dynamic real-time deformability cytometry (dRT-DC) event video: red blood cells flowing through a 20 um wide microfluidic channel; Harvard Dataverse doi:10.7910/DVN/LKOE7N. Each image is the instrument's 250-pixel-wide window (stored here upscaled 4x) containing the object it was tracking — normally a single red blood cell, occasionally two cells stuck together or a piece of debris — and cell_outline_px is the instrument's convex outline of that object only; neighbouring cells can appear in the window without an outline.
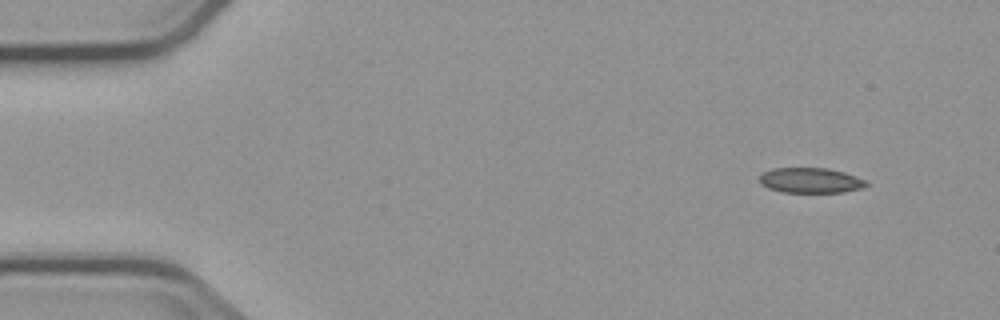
{"species": "common noctule bat (a hibernating species)", "species_latin": "Nyctalus noctula", "temperature_condition": "cold", "stored_images_in_passage": 3, "camera_frame_rate_fps": 3000, "um_per_image_px": 0.085, "animal": {"sex": "male", "body_mass_g": 23.1, "forearm_length_mm": 52.7}, "frame": {"image": 1, "passage_image": 1, "time_ms": 0.0, "image_size_px": [1000, 320], "cell_outline_px": [[868, 184], [860, 188], [844, 192], [784, 192], [768, 188], [760, 184], [760, 172], [772, 168], [828, 168], [844, 172], [864, 180]], "centroid_in_image_um": [68.83, 15.32], "position_along_channel_um": 16.2, "area_um2": 15.61}}